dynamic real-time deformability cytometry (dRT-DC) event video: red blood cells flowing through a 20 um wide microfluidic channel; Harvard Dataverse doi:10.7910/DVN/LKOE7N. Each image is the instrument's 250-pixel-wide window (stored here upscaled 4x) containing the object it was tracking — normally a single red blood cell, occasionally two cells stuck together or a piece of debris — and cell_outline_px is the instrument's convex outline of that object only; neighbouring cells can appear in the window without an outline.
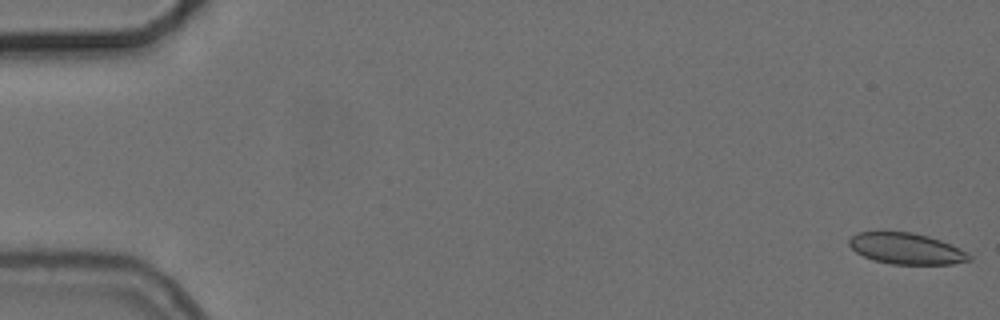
{"species": "common noctule bat (a hibernating species)", "species_latin": "Nyctalus noctula", "temperature_condition": "cold", "stored_images_in_passage": 55, "camera_frame_rate_fps": 3000, "um_per_image_px": 0.085, "animal": {"sex": "female", "body_mass_g": 24.6, "forearm_length_mm": 56.2}, "frame": {"image": 1, "passage_image": 1, "time_ms": 0.0, "image_size_px": [1000, 320], "cell_outline_px": [[972, 260], [952, 264], [892, 264], [872, 260], [856, 252], [848, 244], [848, 240], [852, 236], [860, 232], [912, 232], [928, 236], [940, 240], [972, 256]], "centroid_in_image_um": [77.0, 21.14], "position_along_channel_um": 8.0, "area_um2": 21.5}}
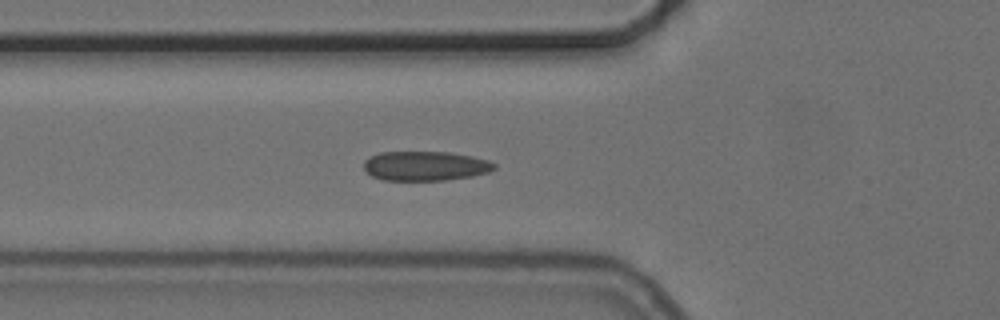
{"frame": {"image": 2, "passage_image": 20, "time_ms": 6.333, "image_size_px": [1000, 320], "cell_outline_px": [[496, 168], [488, 172], [472, 176], [444, 180], [384, 180], [372, 176], [364, 168], [364, 160], [380, 152], [448, 152], [472, 156], [488, 160], [496, 164]], "centroid_in_image_um": [36.16, 14.1], "position_along_channel_um": 89.6, "area_um2": 22.31}}
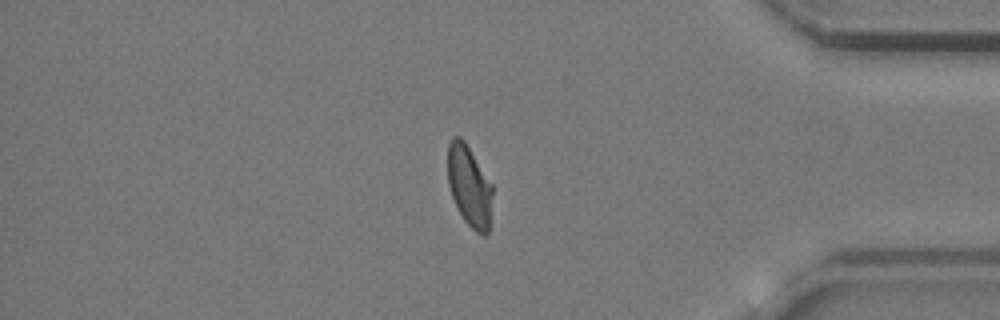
{"frame": {"image": 3, "passage_image": 47, "time_ms": 15.333, "image_size_px": [1000, 320], "cell_outline_px": [[492, 196], [488, 232], [484, 236], [476, 232], [464, 220], [452, 196], [448, 184], [448, 144], [452, 136], [460, 136], [464, 140], [492, 184]], "centroid_in_image_um": [39.88, 15.79], "position_along_channel_um": 395.3, "area_um2": 20.92}, "authors_computed_cell_mechanics": {"area_um2": 22.1374, "velocity_mm_per_s": 3.7166, "shape_relaxation_time_tau1_ms": 7.9963, "shape_relaxation_time_tau2_ms": 1.4122, "deformation_change_tau1": 0.1733, "deformation_change_tau2": 0.0623}}